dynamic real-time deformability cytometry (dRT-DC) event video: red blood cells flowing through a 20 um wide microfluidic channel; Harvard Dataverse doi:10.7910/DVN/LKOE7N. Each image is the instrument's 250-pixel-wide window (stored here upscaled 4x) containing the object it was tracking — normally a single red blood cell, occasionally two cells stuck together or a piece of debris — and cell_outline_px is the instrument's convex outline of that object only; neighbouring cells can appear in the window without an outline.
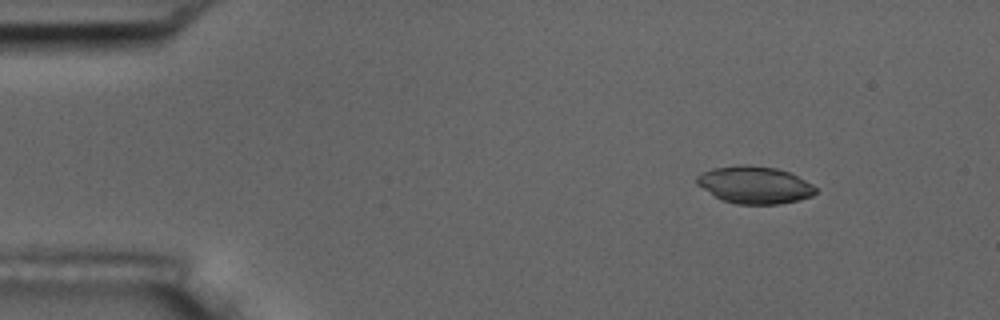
{"species": "common noctule bat (a hibernating species)", "species_latin": "Nyctalus noctula", "temperature_condition": "room temperature", "stored_images_in_passage": 4, "camera_frame_rate_fps": 3000, "um_per_image_px": 0.085, "animal": {"sex": "male", "body_mass_g": 17.5, "forearm_length_mm": 52.3}, "frame": {"image": 1, "passage_image": 1, "time_ms": 0.0, "image_size_px": [1000, 320], "cell_outline_px": [[816, 192], [812, 196], [800, 200], [780, 204], [736, 204], [720, 200], [696, 184], [696, 176], [700, 172], [712, 168], [736, 164], [748, 164], [776, 168], [788, 172], [812, 184], [816, 188]], "centroid_in_image_um": [64.09, 15.71], "position_along_channel_um": 20.9, "area_um2": 26.13}}
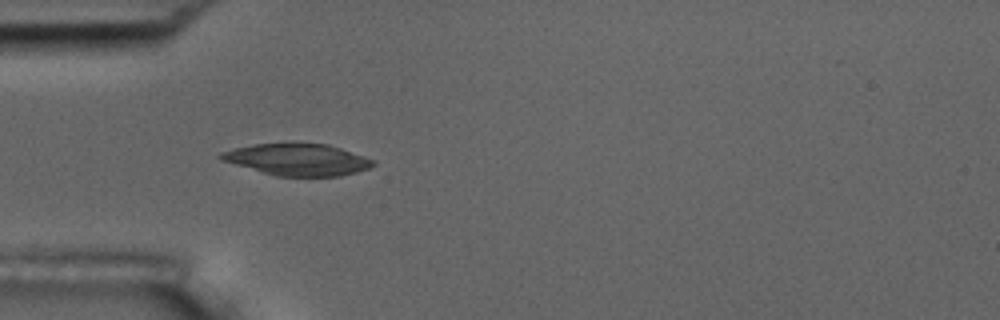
{"frame": {"image": 2, "passage_image": 4, "time_ms": 1.0, "image_size_px": [1000, 320], "cell_outline_px": [[376, 164], [368, 168], [356, 172], [340, 176], [276, 176], [220, 160], [216, 156], [220, 152], [232, 148], [252, 144], [328, 144], [376, 160]], "centroid_in_image_um": [25.26, 13.57], "position_along_channel_um": 59.7, "area_um2": 28.03}}